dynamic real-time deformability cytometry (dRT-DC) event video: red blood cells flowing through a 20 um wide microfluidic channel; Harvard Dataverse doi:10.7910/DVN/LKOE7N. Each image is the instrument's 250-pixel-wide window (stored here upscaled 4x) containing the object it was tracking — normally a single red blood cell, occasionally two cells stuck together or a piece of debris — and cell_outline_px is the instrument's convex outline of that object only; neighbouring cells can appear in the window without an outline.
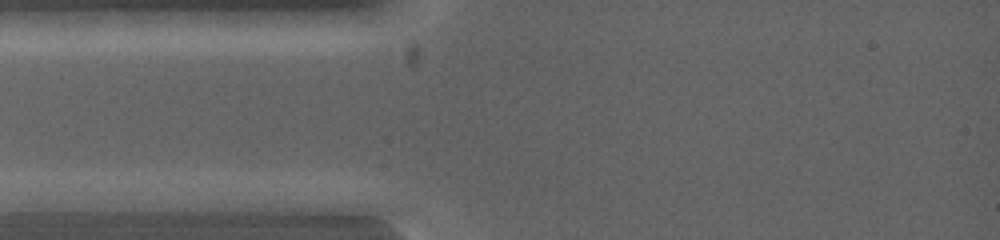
{"species": "common noctule bat (a hibernating species)", "species_latin": "Nyctalus noctula", "temperature_condition": "warm", "stored_images_in_passage": 2, "camera_frame_rate_fps": 5000, "um_per_image_px": 0.085, "animal": {"sex": "female", "body_mass_g": 19.0, "forearm_length_mm": 53.3}, "frame": {"image": 1, "passage_image": 1, "time_ms": 0.0, "image_size_px": [1000, 240], "cell_outline_px": [[124, 200], [84, 212], [20, 212], [20, 200], [28, 192], [116, 192]], "centroid_in_image_um": [5.68, 17.12], "position_along_channel_um": 79.3, "area_um2": 12.83}}